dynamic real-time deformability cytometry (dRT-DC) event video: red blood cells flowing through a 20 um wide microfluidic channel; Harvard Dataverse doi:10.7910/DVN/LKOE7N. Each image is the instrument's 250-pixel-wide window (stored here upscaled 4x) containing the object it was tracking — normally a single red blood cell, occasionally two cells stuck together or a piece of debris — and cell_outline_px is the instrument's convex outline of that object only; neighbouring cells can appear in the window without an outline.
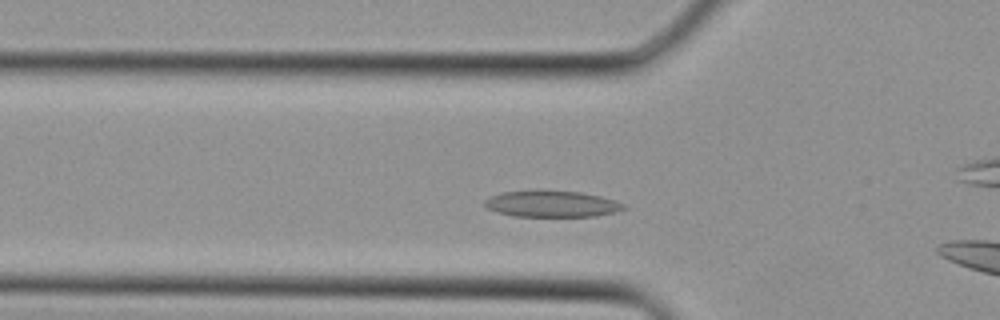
{"species": "Egyptian fruit bat (a non-hibernating species)", "species_latin": "Rousettus aegyptiacus", "temperature_condition": "cold", "stored_images_in_passage": 26, "camera_frame_rate_fps": 3000, "um_per_image_px": 0.085, "animal": {"sex": "female"}, "frame": {"image": 1, "passage_image": 5, "time_ms": 1.333, "image_size_px": [1000, 320], "cell_outline_px": [[628, 208], [616, 212], [596, 216], [512, 216], [496, 212], [488, 208], [484, 204], [484, 200], [488, 196], [500, 192], [580, 192], [600, 196], [616, 200], [624, 204]], "centroid_in_image_um": [46.92, 17.35], "position_along_channel_um": 78.9, "area_um2": 20.98}}
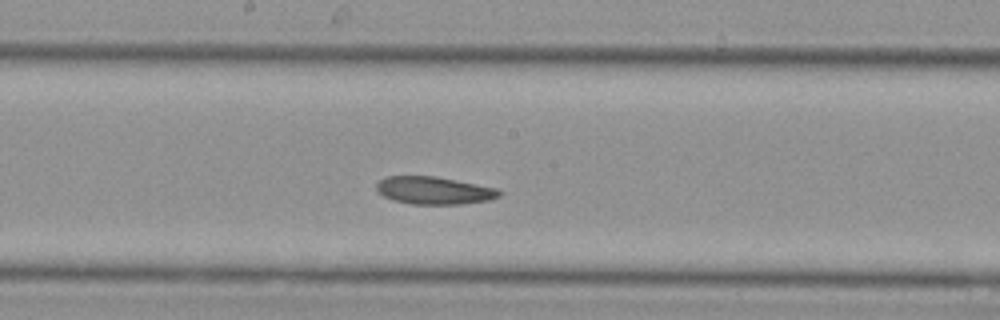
{"frame": {"image": 2, "passage_image": 12, "time_ms": 3.667, "image_size_px": [1000, 320], "cell_outline_px": [[504, 192], [500, 196], [488, 200], [460, 204], [412, 204], [392, 200], [376, 192], [376, 184], [380, 180], [388, 176], [436, 176], [496, 188]], "centroid_in_image_um": [36.88, 16.19], "position_along_channel_um": 211.3, "area_um2": 19.77}}
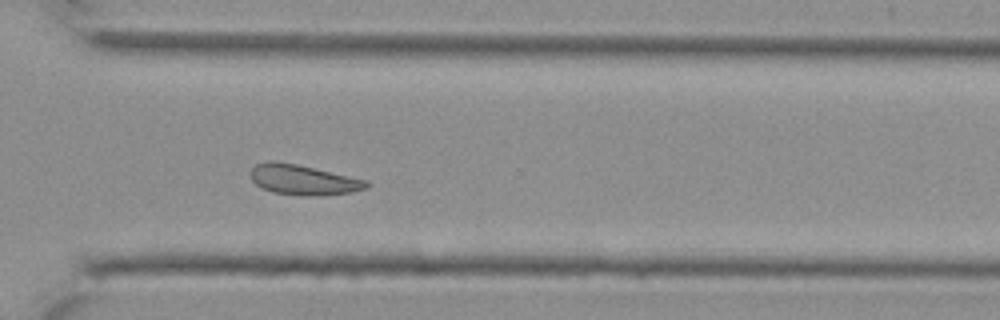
{"frame": {"image": 3, "passage_image": 19, "time_ms": 6.0, "image_size_px": [1000, 320], "cell_outline_px": [[372, 184], [368, 188], [352, 192], [304, 196], [300, 196], [272, 192], [256, 184], [252, 180], [248, 172], [256, 164], [272, 160], [296, 164], [368, 180]], "centroid_in_image_um": [25.78, 15.28], "position_along_channel_um": 344.8, "area_um2": 20.35}}